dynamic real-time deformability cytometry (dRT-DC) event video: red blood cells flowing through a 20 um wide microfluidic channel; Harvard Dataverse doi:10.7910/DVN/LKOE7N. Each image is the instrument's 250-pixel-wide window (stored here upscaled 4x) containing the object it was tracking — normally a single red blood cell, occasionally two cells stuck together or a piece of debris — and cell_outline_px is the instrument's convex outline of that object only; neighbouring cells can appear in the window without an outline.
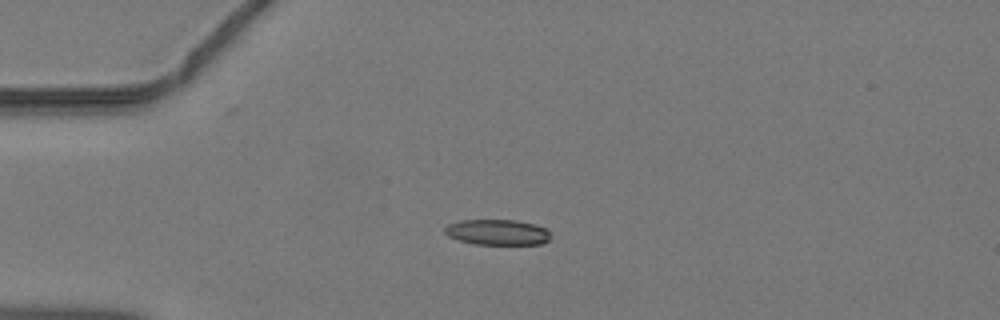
{"species": "common noctule bat (a hibernating species)", "species_latin": "Nyctalus noctula", "temperature_condition": "warm", "stored_images_in_passage": 36, "segment_of_instrument_passage": [1, 2], "camera_frame_rate_fps": 3000, "um_per_image_px": 0.085, "animal": {"sex": "male", "body_mass_g": 19.2, "forearm_length_mm": 51.8}, "frame": {"image": 1, "passage_image": 1, "time_ms": 0.0, "image_size_px": [1000, 320], "cell_outline_px": [[552, 236], [548, 240], [540, 244], [476, 244], [460, 240], [448, 236], [444, 232], [444, 228], [448, 224], [460, 220], [516, 220], [536, 224], [548, 228], [552, 232]], "centroid_in_image_um": [42.34, 19.73], "position_along_channel_um": 42.7, "area_um2": 15.95}}
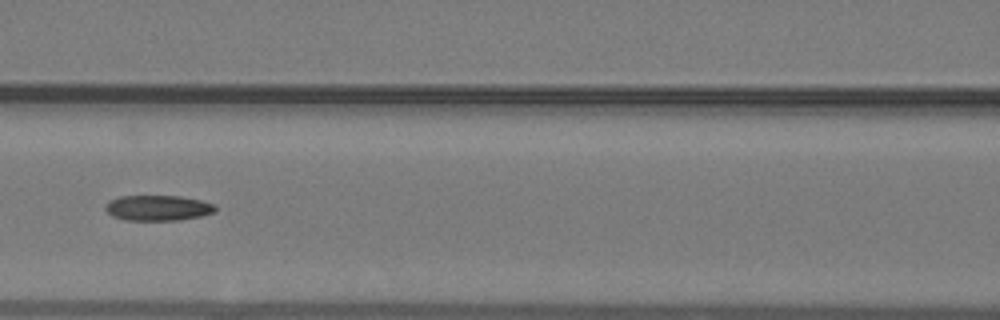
{"frame": {"image": 2, "passage_image": 10, "time_ms": 3.0, "image_size_px": [1000, 320], "cell_outline_px": [[216, 212], [200, 216], [180, 220], [124, 220], [112, 216], [104, 208], [104, 204], [120, 196], [180, 196], [200, 200], [216, 204]], "centroid_in_image_um": [13.44, 17.67], "position_along_channel_um": 153.2, "area_um2": 16.36}}
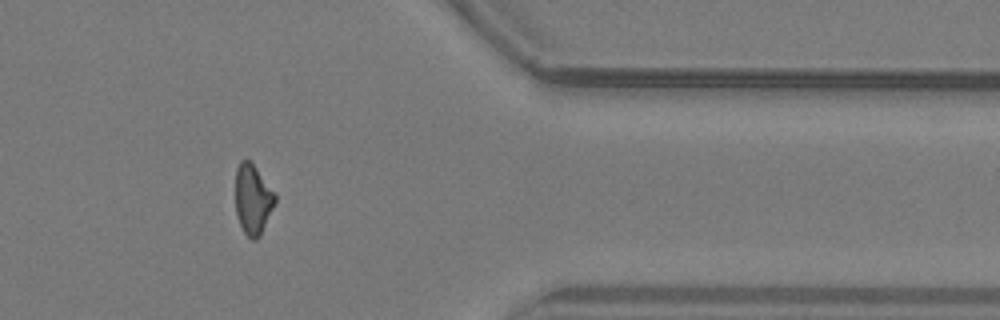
{"frame": {"image": 3, "passage_image": 27, "time_ms": 8.667, "image_size_px": [1000, 320], "cell_outline_px": [[276, 200], [260, 236], [256, 240], [252, 240], [244, 232], [236, 216], [236, 168], [240, 160], [248, 160], [256, 168], [276, 196]], "centroid_in_image_um": [21.47, 16.96], "position_along_channel_um": 389.9, "area_um2": 15.84}}